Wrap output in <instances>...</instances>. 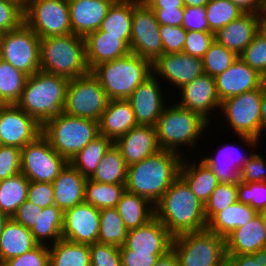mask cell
Listing matches in <instances>:
<instances>
[{"label": "cell", "instance_id": "obj_62", "mask_svg": "<svg viewBox=\"0 0 266 266\" xmlns=\"http://www.w3.org/2000/svg\"><path fill=\"white\" fill-rule=\"evenodd\" d=\"M151 9H179L185 8L183 0H156Z\"/></svg>", "mask_w": 266, "mask_h": 266}, {"label": "cell", "instance_id": "obj_1", "mask_svg": "<svg viewBox=\"0 0 266 266\" xmlns=\"http://www.w3.org/2000/svg\"><path fill=\"white\" fill-rule=\"evenodd\" d=\"M155 217L173 235L206 230L204 204L178 176L154 205Z\"/></svg>", "mask_w": 266, "mask_h": 266}, {"label": "cell", "instance_id": "obj_53", "mask_svg": "<svg viewBox=\"0 0 266 266\" xmlns=\"http://www.w3.org/2000/svg\"><path fill=\"white\" fill-rule=\"evenodd\" d=\"M1 266H49V248L38 244L30 251L14 257Z\"/></svg>", "mask_w": 266, "mask_h": 266}, {"label": "cell", "instance_id": "obj_71", "mask_svg": "<svg viewBox=\"0 0 266 266\" xmlns=\"http://www.w3.org/2000/svg\"><path fill=\"white\" fill-rule=\"evenodd\" d=\"M261 28L266 32V17H265V19L263 20V23H262Z\"/></svg>", "mask_w": 266, "mask_h": 266}, {"label": "cell", "instance_id": "obj_27", "mask_svg": "<svg viewBox=\"0 0 266 266\" xmlns=\"http://www.w3.org/2000/svg\"><path fill=\"white\" fill-rule=\"evenodd\" d=\"M99 134L114 142L129 130L138 126L135 113L127 99L109 100L98 121Z\"/></svg>", "mask_w": 266, "mask_h": 266}, {"label": "cell", "instance_id": "obj_51", "mask_svg": "<svg viewBox=\"0 0 266 266\" xmlns=\"http://www.w3.org/2000/svg\"><path fill=\"white\" fill-rule=\"evenodd\" d=\"M213 41V32L187 31L182 52L202 59Z\"/></svg>", "mask_w": 266, "mask_h": 266}, {"label": "cell", "instance_id": "obj_45", "mask_svg": "<svg viewBox=\"0 0 266 266\" xmlns=\"http://www.w3.org/2000/svg\"><path fill=\"white\" fill-rule=\"evenodd\" d=\"M237 202V184L219 183L204 204L207 223L218 213Z\"/></svg>", "mask_w": 266, "mask_h": 266}, {"label": "cell", "instance_id": "obj_66", "mask_svg": "<svg viewBox=\"0 0 266 266\" xmlns=\"http://www.w3.org/2000/svg\"><path fill=\"white\" fill-rule=\"evenodd\" d=\"M9 216L0 210V236L3 232L6 222L9 220Z\"/></svg>", "mask_w": 266, "mask_h": 266}, {"label": "cell", "instance_id": "obj_18", "mask_svg": "<svg viewBox=\"0 0 266 266\" xmlns=\"http://www.w3.org/2000/svg\"><path fill=\"white\" fill-rule=\"evenodd\" d=\"M159 77L151 75L127 98L135 113L138 125L155 126L166 107ZM165 103V104H164Z\"/></svg>", "mask_w": 266, "mask_h": 266}, {"label": "cell", "instance_id": "obj_47", "mask_svg": "<svg viewBox=\"0 0 266 266\" xmlns=\"http://www.w3.org/2000/svg\"><path fill=\"white\" fill-rule=\"evenodd\" d=\"M237 201L247 204L258 213L266 211V182L237 184Z\"/></svg>", "mask_w": 266, "mask_h": 266}, {"label": "cell", "instance_id": "obj_64", "mask_svg": "<svg viewBox=\"0 0 266 266\" xmlns=\"http://www.w3.org/2000/svg\"><path fill=\"white\" fill-rule=\"evenodd\" d=\"M266 131V82L262 85L261 100V133Z\"/></svg>", "mask_w": 266, "mask_h": 266}, {"label": "cell", "instance_id": "obj_59", "mask_svg": "<svg viewBox=\"0 0 266 266\" xmlns=\"http://www.w3.org/2000/svg\"><path fill=\"white\" fill-rule=\"evenodd\" d=\"M230 266H266V248L252 254L227 255Z\"/></svg>", "mask_w": 266, "mask_h": 266}, {"label": "cell", "instance_id": "obj_41", "mask_svg": "<svg viewBox=\"0 0 266 266\" xmlns=\"http://www.w3.org/2000/svg\"><path fill=\"white\" fill-rule=\"evenodd\" d=\"M27 75L0 59V105L16 104L22 94Z\"/></svg>", "mask_w": 266, "mask_h": 266}, {"label": "cell", "instance_id": "obj_33", "mask_svg": "<svg viewBox=\"0 0 266 266\" xmlns=\"http://www.w3.org/2000/svg\"><path fill=\"white\" fill-rule=\"evenodd\" d=\"M257 214L258 212L249 205L237 201L223 211L218 212L207 223L206 229L225 238L236 228L249 223Z\"/></svg>", "mask_w": 266, "mask_h": 266}, {"label": "cell", "instance_id": "obj_14", "mask_svg": "<svg viewBox=\"0 0 266 266\" xmlns=\"http://www.w3.org/2000/svg\"><path fill=\"white\" fill-rule=\"evenodd\" d=\"M159 23L149 6H138L133 2L131 53L150 60L152 63L164 54Z\"/></svg>", "mask_w": 266, "mask_h": 266}, {"label": "cell", "instance_id": "obj_37", "mask_svg": "<svg viewBox=\"0 0 266 266\" xmlns=\"http://www.w3.org/2000/svg\"><path fill=\"white\" fill-rule=\"evenodd\" d=\"M114 145V141L99 134L88 143L69 163L85 178L89 179L98 167L103 155Z\"/></svg>", "mask_w": 266, "mask_h": 266}, {"label": "cell", "instance_id": "obj_24", "mask_svg": "<svg viewBox=\"0 0 266 266\" xmlns=\"http://www.w3.org/2000/svg\"><path fill=\"white\" fill-rule=\"evenodd\" d=\"M115 0H68L72 33L81 37L100 29Z\"/></svg>", "mask_w": 266, "mask_h": 266}, {"label": "cell", "instance_id": "obj_40", "mask_svg": "<svg viewBox=\"0 0 266 266\" xmlns=\"http://www.w3.org/2000/svg\"><path fill=\"white\" fill-rule=\"evenodd\" d=\"M126 191V184L98 183L87 179L84 187V202L97 209L115 208Z\"/></svg>", "mask_w": 266, "mask_h": 266}, {"label": "cell", "instance_id": "obj_70", "mask_svg": "<svg viewBox=\"0 0 266 266\" xmlns=\"http://www.w3.org/2000/svg\"><path fill=\"white\" fill-rule=\"evenodd\" d=\"M262 221L266 232V211L262 212Z\"/></svg>", "mask_w": 266, "mask_h": 266}, {"label": "cell", "instance_id": "obj_2", "mask_svg": "<svg viewBox=\"0 0 266 266\" xmlns=\"http://www.w3.org/2000/svg\"><path fill=\"white\" fill-rule=\"evenodd\" d=\"M183 156L160 149L153 155L128 167L126 190L142 196L155 205L179 176Z\"/></svg>", "mask_w": 266, "mask_h": 266}, {"label": "cell", "instance_id": "obj_35", "mask_svg": "<svg viewBox=\"0 0 266 266\" xmlns=\"http://www.w3.org/2000/svg\"><path fill=\"white\" fill-rule=\"evenodd\" d=\"M49 266H91L90 245L60 239L49 247Z\"/></svg>", "mask_w": 266, "mask_h": 266}, {"label": "cell", "instance_id": "obj_38", "mask_svg": "<svg viewBox=\"0 0 266 266\" xmlns=\"http://www.w3.org/2000/svg\"><path fill=\"white\" fill-rule=\"evenodd\" d=\"M29 183L21 172L0 181V210L10 218L27 200Z\"/></svg>", "mask_w": 266, "mask_h": 266}, {"label": "cell", "instance_id": "obj_8", "mask_svg": "<svg viewBox=\"0 0 266 266\" xmlns=\"http://www.w3.org/2000/svg\"><path fill=\"white\" fill-rule=\"evenodd\" d=\"M262 86L258 89L229 97L221 102V111L225 114L229 126L246 142L254 147L261 135ZM223 109V110H222Z\"/></svg>", "mask_w": 266, "mask_h": 266}, {"label": "cell", "instance_id": "obj_68", "mask_svg": "<svg viewBox=\"0 0 266 266\" xmlns=\"http://www.w3.org/2000/svg\"><path fill=\"white\" fill-rule=\"evenodd\" d=\"M17 4L23 11L26 9L29 0H7Z\"/></svg>", "mask_w": 266, "mask_h": 266}, {"label": "cell", "instance_id": "obj_30", "mask_svg": "<svg viewBox=\"0 0 266 266\" xmlns=\"http://www.w3.org/2000/svg\"><path fill=\"white\" fill-rule=\"evenodd\" d=\"M35 241L31 229L9 218L0 236V266L19 255L35 248Z\"/></svg>", "mask_w": 266, "mask_h": 266}, {"label": "cell", "instance_id": "obj_63", "mask_svg": "<svg viewBox=\"0 0 266 266\" xmlns=\"http://www.w3.org/2000/svg\"><path fill=\"white\" fill-rule=\"evenodd\" d=\"M153 266H179L177 255L171 249L167 254L159 257Z\"/></svg>", "mask_w": 266, "mask_h": 266}, {"label": "cell", "instance_id": "obj_15", "mask_svg": "<svg viewBox=\"0 0 266 266\" xmlns=\"http://www.w3.org/2000/svg\"><path fill=\"white\" fill-rule=\"evenodd\" d=\"M42 134V126L16 104L0 105V145L22 149Z\"/></svg>", "mask_w": 266, "mask_h": 266}, {"label": "cell", "instance_id": "obj_44", "mask_svg": "<svg viewBox=\"0 0 266 266\" xmlns=\"http://www.w3.org/2000/svg\"><path fill=\"white\" fill-rule=\"evenodd\" d=\"M238 58L236 53L214 39L202 58L204 72L215 78L225 72Z\"/></svg>", "mask_w": 266, "mask_h": 266}, {"label": "cell", "instance_id": "obj_25", "mask_svg": "<svg viewBox=\"0 0 266 266\" xmlns=\"http://www.w3.org/2000/svg\"><path fill=\"white\" fill-rule=\"evenodd\" d=\"M86 61L89 69L94 66L124 57L131 53L130 45L121 37L105 35L100 29L84 37Z\"/></svg>", "mask_w": 266, "mask_h": 266}, {"label": "cell", "instance_id": "obj_42", "mask_svg": "<svg viewBox=\"0 0 266 266\" xmlns=\"http://www.w3.org/2000/svg\"><path fill=\"white\" fill-rule=\"evenodd\" d=\"M128 230L116 208L100 209V229L97 242L121 247Z\"/></svg>", "mask_w": 266, "mask_h": 266}, {"label": "cell", "instance_id": "obj_20", "mask_svg": "<svg viewBox=\"0 0 266 266\" xmlns=\"http://www.w3.org/2000/svg\"><path fill=\"white\" fill-rule=\"evenodd\" d=\"M266 82L258 71L252 69L240 57L223 73L215 77L220 101L258 89Z\"/></svg>", "mask_w": 266, "mask_h": 266}, {"label": "cell", "instance_id": "obj_9", "mask_svg": "<svg viewBox=\"0 0 266 266\" xmlns=\"http://www.w3.org/2000/svg\"><path fill=\"white\" fill-rule=\"evenodd\" d=\"M172 250L179 266H212L227 255L225 238L207 229L174 236Z\"/></svg>", "mask_w": 266, "mask_h": 266}, {"label": "cell", "instance_id": "obj_12", "mask_svg": "<svg viewBox=\"0 0 266 266\" xmlns=\"http://www.w3.org/2000/svg\"><path fill=\"white\" fill-rule=\"evenodd\" d=\"M68 163L43 134L21 149V173L29 181L52 183Z\"/></svg>", "mask_w": 266, "mask_h": 266}, {"label": "cell", "instance_id": "obj_50", "mask_svg": "<svg viewBox=\"0 0 266 266\" xmlns=\"http://www.w3.org/2000/svg\"><path fill=\"white\" fill-rule=\"evenodd\" d=\"M164 54L181 53L186 40L187 31L182 26L160 25L159 27Z\"/></svg>", "mask_w": 266, "mask_h": 266}, {"label": "cell", "instance_id": "obj_11", "mask_svg": "<svg viewBox=\"0 0 266 266\" xmlns=\"http://www.w3.org/2000/svg\"><path fill=\"white\" fill-rule=\"evenodd\" d=\"M0 59L31 76L40 70V37L23 22L0 37Z\"/></svg>", "mask_w": 266, "mask_h": 266}, {"label": "cell", "instance_id": "obj_36", "mask_svg": "<svg viewBox=\"0 0 266 266\" xmlns=\"http://www.w3.org/2000/svg\"><path fill=\"white\" fill-rule=\"evenodd\" d=\"M127 171L128 166L121 151L113 145L103 155L94 174L89 179L98 183L126 184Z\"/></svg>", "mask_w": 266, "mask_h": 266}, {"label": "cell", "instance_id": "obj_58", "mask_svg": "<svg viewBox=\"0 0 266 266\" xmlns=\"http://www.w3.org/2000/svg\"><path fill=\"white\" fill-rule=\"evenodd\" d=\"M42 210L43 208L25 200L24 203L18 207L12 218L26 228L32 229L33 226L36 225V219L39 216V212H42Z\"/></svg>", "mask_w": 266, "mask_h": 266}, {"label": "cell", "instance_id": "obj_6", "mask_svg": "<svg viewBox=\"0 0 266 266\" xmlns=\"http://www.w3.org/2000/svg\"><path fill=\"white\" fill-rule=\"evenodd\" d=\"M51 147L68 162L99 135L98 122L61 112L42 126Z\"/></svg>", "mask_w": 266, "mask_h": 266}, {"label": "cell", "instance_id": "obj_26", "mask_svg": "<svg viewBox=\"0 0 266 266\" xmlns=\"http://www.w3.org/2000/svg\"><path fill=\"white\" fill-rule=\"evenodd\" d=\"M227 255L252 254L266 248V232L262 212L249 223L238 227L225 237Z\"/></svg>", "mask_w": 266, "mask_h": 266}, {"label": "cell", "instance_id": "obj_57", "mask_svg": "<svg viewBox=\"0 0 266 266\" xmlns=\"http://www.w3.org/2000/svg\"><path fill=\"white\" fill-rule=\"evenodd\" d=\"M182 27L186 31L211 32L206 19L205 7H185Z\"/></svg>", "mask_w": 266, "mask_h": 266}, {"label": "cell", "instance_id": "obj_55", "mask_svg": "<svg viewBox=\"0 0 266 266\" xmlns=\"http://www.w3.org/2000/svg\"><path fill=\"white\" fill-rule=\"evenodd\" d=\"M27 200L41 208L54 205L53 184L49 182L30 181Z\"/></svg>", "mask_w": 266, "mask_h": 266}, {"label": "cell", "instance_id": "obj_22", "mask_svg": "<svg viewBox=\"0 0 266 266\" xmlns=\"http://www.w3.org/2000/svg\"><path fill=\"white\" fill-rule=\"evenodd\" d=\"M114 145L121 151L127 166L142 161L161 148L157 141L155 126L138 125L119 137Z\"/></svg>", "mask_w": 266, "mask_h": 266}, {"label": "cell", "instance_id": "obj_21", "mask_svg": "<svg viewBox=\"0 0 266 266\" xmlns=\"http://www.w3.org/2000/svg\"><path fill=\"white\" fill-rule=\"evenodd\" d=\"M265 17L266 14L244 13L220 28L214 34V39L239 56L261 29Z\"/></svg>", "mask_w": 266, "mask_h": 266}, {"label": "cell", "instance_id": "obj_13", "mask_svg": "<svg viewBox=\"0 0 266 266\" xmlns=\"http://www.w3.org/2000/svg\"><path fill=\"white\" fill-rule=\"evenodd\" d=\"M24 22L40 38L72 33L68 0H29Z\"/></svg>", "mask_w": 266, "mask_h": 266}, {"label": "cell", "instance_id": "obj_34", "mask_svg": "<svg viewBox=\"0 0 266 266\" xmlns=\"http://www.w3.org/2000/svg\"><path fill=\"white\" fill-rule=\"evenodd\" d=\"M132 14V0H115L108 9L100 30L105 35L119 36L130 45Z\"/></svg>", "mask_w": 266, "mask_h": 266}, {"label": "cell", "instance_id": "obj_56", "mask_svg": "<svg viewBox=\"0 0 266 266\" xmlns=\"http://www.w3.org/2000/svg\"><path fill=\"white\" fill-rule=\"evenodd\" d=\"M122 266H153L159 257L167 253H143L128 249L125 245L120 247Z\"/></svg>", "mask_w": 266, "mask_h": 266}, {"label": "cell", "instance_id": "obj_16", "mask_svg": "<svg viewBox=\"0 0 266 266\" xmlns=\"http://www.w3.org/2000/svg\"><path fill=\"white\" fill-rule=\"evenodd\" d=\"M100 210L83 202L64 212L62 238L74 243H97Z\"/></svg>", "mask_w": 266, "mask_h": 266}, {"label": "cell", "instance_id": "obj_10", "mask_svg": "<svg viewBox=\"0 0 266 266\" xmlns=\"http://www.w3.org/2000/svg\"><path fill=\"white\" fill-rule=\"evenodd\" d=\"M109 98L97 78L87 74L70 79L63 112L68 115L99 121Z\"/></svg>", "mask_w": 266, "mask_h": 266}, {"label": "cell", "instance_id": "obj_19", "mask_svg": "<svg viewBox=\"0 0 266 266\" xmlns=\"http://www.w3.org/2000/svg\"><path fill=\"white\" fill-rule=\"evenodd\" d=\"M181 99L177 104L185 109L199 113L210 123V112L220 109L221 101L217 93L215 78L203 74L181 89Z\"/></svg>", "mask_w": 266, "mask_h": 266}, {"label": "cell", "instance_id": "obj_49", "mask_svg": "<svg viewBox=\"0 0 266 266\" xmlns=\"http://www.w3.org/2000/svg\"><path fill=\"white\" fill-rule=\"evenodd\" d=\"M21 172V149L0 145V181Z\"/></svg>", "mask_w": 266, "mask_h": 266}, {"label": "cell", "instance_id": "obj_43", "mask_svg": "<svg viewBox=\"0 0 266 266\" xmlns=\"http://www.w3.org/2000/svg\"><path fill=\"white\" fill-rule=\"evenodd\" d=\"M205 12L209 30L214 34L245 13L231 0H210Z\"/></svg>", "mask_w": 266, "mask_h": 266}, {"label": "cell", "instance_id": "obj_61", "mask_svg": "<svg viewBox=\"0 0 266 266\" xmlns=\"http://www.w3.org/2000/svg\"><path fill=\"white\" fill-rule=\"evenodd\" d=\"M245 13L266 14V0H231Z\"/></svg>", "mask_w": 266, "mask_h": 266}, {"label": "cell", "instance_id": "obj_67", "mask_svg": "<svg viewBox=\"0 0 266 266\" xmlns=\"http://www.w3.org/2000/svg\"><path fill=\"white\" fill-rule=\"evenodd\" d=\"M138 6H151L156 0H132Z\"/></svg>", "mask_w": 266, "mask_h": 266}, {"label": "cell", "instance_id": "obj_3", "mask_svg": "<svg viewBox=\"0 0 266 266\" xmlns=\"http://www.w3.org/2000/svg\"><path fill=\"white\" fill-rule=\"evenodd\" d=\"M69 79L39 70L28 76L16 105L41 126L63 112Z\"/></svg>", "mask_w": 266, "mask_h": 266}, {"label": "cell", "instance_id": "obj_4", "mask_svg": "<svg viewBox=\"0 0 266 266\" xmlns=\"http://www.w3.org/2000/svg\"><path fill=\"white\" fill-rule=\"evenodd\" d=\"M90 71L101 84L109 100L127 99L153 74L152 62L134 53L100 63Z\"/></svg>", "mask_w": 266, "mask_h": 266}, {"label": "cell", "instance_id": "obj_69", "mask_svg": "<svg viewBox=\"0 0 266 266\" xmlns=\"http://www.w3.org/2000/svg\"><path fill=\"white\" fill-rule=\"evenodd\" d=\"M212 266H230L228 256L226 255L220 262H218Z\"/></svg>", "mask_w": 266, "mask_h": 266}, {"label": "cell", "instance_id": "obj_60", "mask_svg": "<svg viewBox=\"0 0 266 266\" xmlns=\"http://www.w3.org/2000/svg\"><path fill=\"white\" fill-rule=\"evenodd\" d=\"M159 25L182 26L184 8L179 9H152Z\"/></svg>", "mask_w": 266, "mask_h": 266}, {"label": "cell", "instance_id": "obj_29", "mask_svg": "<svg viewBox=\"0 0 266 266\" xmlns=\"http://www.w3.org/2000/svg\"><path fill=\"white\" fill-rule=\"evenodd\" d=\"M219 150L220 151L217 152L216 157L206 156L204 159H201V161L213 171V174L217 177L219 183L238 184L241 181V169L248 161L251 154L248 156L241 154L237 146L234 147L232 144L224 145ZM235 153H237L238 157Z\"/></svg>", "mask_w": 266, "mask_h": 266}, {"label": "cell", "instance_id": "obj_17", "mask_svg": "<svg viewBox=\"0 0 266 266\" xmlns=\"http://www.w3.org/2000/svg\"><path fill=\"white\" fill-rule=\"evenodd\" d=\"M152 71L153 75L164 77L180 89L205 73L201 58L183 52L158 57L152 63Z\"/></svg>", "mask_w": 266, "mask_h": 266}, {"label": "cell", "instance_id": "obj_52", "mask_svg": "<svg viewBox=\"0 0 266 266\" xmlns=\"http://www.w3.org/2000/svg\"><path fill=\"white\" fill-rule=\"evenodd\" d=\"M24 22V11L15 3L0 0V34L17 29Z\"/></svg>", "mask_w": 266, "mask_h": 266}, {"label": "cell", "instance_id": "obj_28", "mask_svg": "<svg viewBox=\"0 0 266 266\" xmlns=\"http://www.w3.org/2000/svg\"><path fill=\"white\" fill-rule=\"evenodd\" d=\"M85 178L70 163L52 182L54 189V204L64 213L77 204L84 202Z\"/></svg>", "mask_w": 266, "mask_h": 266}, {"label": "cell", "instance_id": "obj_7", "mask_svg": "<svg viewBox=\"0 0 266 266\" xmlns=\"http://www.w3.org/2000/svg\"><path fill=\"white\" fill-rule=\"evenodd\" d=\"M208 124L210 123L199 113L177 103L165 107L155 125L159 147L180 154L178 147L184 144L188 147L196 145L197 138Z\"/></svg>", "mask_w": 266, "mask_h": 266}, {"label": "cell", "instance_id": "obj_39", "mask_svg": "<svg viewBox=\"0 0 266 266\" xmlns=\"http://www.w3.org/2000/svg\"><path fill=\"white\" fill-rule=\"evenodd\" d=\"M64 213L54 204L43 208L36 219V225L31 233L38 244L47 245L45 240H52L55 244L62 239Z\"/></svg>", "mask_w": 266, "mask_h": 266}, {"label": "cell", "instance_id": "obj_5", "mask_svg": "<svg viewBox=\"0 0 266 266\" xmlns=\"http://www.w3.org/2000/svg\"><path fill=\"white\" fill-rule=\"evenodd\" d=\"M40 70L69 80L87 74L84 37L70 33L40 38Z\"/></svg>", "mask_w": 266, "mask_h": 266}, {"label": "cell", "instance_id": "obj_54", "mask_svg": "<svg viewBox=\"0 0 266 266\" xmlns=\"http://www.w3.org/2000/svg\"><path fill=\"white\" fill-rule=\"evenodd\" d=\"M266 160L258 153H252L240 172V180L245 183L266 182Z\"/></svg>", "mask_w": 266, "mask_h": 266}, {"label": "cell", "instance_id": "obj_32", "mask_svg": "<svg viewBox=\"0 0 266 266\" xmlns=\"http://www.w3.org/2000/svg\"><path fill=\"white\" fill-rule=\"evenodd\" d=\"M115 208L128 231L144 226L155 217L154 205L149 200L127 190Z\"/></svg>", "mask_w": 266, "mask_h": 266}, {"label": "cell", "instance_id": "obj_48", "mask_svg": "<svg viewBox=\"0 0 266 266\" xmlns=\"http://www.w3.org/2000/svg\"><path fill=\"white\" fill-rule=\"evenodd\" d=\"M91 266H122L120 247L110 244L90 245Z\"/></svg>", "mask_w": 266, "mask_h": 266}, {"label": "cell", "instance_id": "obj_46", "mask_svg": "<svg viewBox=\"0 0 266 266\" xmlns=\"http://www.w3.org/2000/svg\"><path fill=\"white\" fill-rule=\"evenodd\" d=\"M239 57L266 79V32L262 28Z\"/></svg>", "mask_w": 266, "mask_h": 266}, {"label": "cell", "instance_id": "obj_65", "mask_svg": "<svg viewBox=\"0 0 266 266\" xmlns=\"http://www.w3.org/2000/svg\"><path fill=\"white\" fill-rule=\"evenodd\" d=\"M185 7H205L210 0H183Z\"/></svg>", "mask_w": 266, "mask_h": 266}, {"label": "cell", "instance_id": "obj_31", "mask_svg": "<svg viewBox=\"0 0 266 266\" xmlns=\"http://www.w3.org/2000/svg\"><path fill=\"white\" fill-rule=\"evenodd\" d=\"M183 159L184 156L180 164L179 176L187 183L200 202L205 204L211 193L218 186V179L213 174V171L201 160L197 165L195 162L188 163Z\"/></svg>", "mask_w": 266, "mask_h": 266}, {"label": "cell", "instance_id": "obj_23", "mask_svg": "<svg viewBox=\"0 0 266 266\" xmlns=\"http://www.w3.org/2000/svg\"><path fill=\"white\" fill-rule=\"evenodd\" d=\"M173 235L156 218L136 229L129 230L125 246L143 253H168L172 249Z\"/></svg>", "mask_w": 266, "mask_h": 266}]
</instances>
